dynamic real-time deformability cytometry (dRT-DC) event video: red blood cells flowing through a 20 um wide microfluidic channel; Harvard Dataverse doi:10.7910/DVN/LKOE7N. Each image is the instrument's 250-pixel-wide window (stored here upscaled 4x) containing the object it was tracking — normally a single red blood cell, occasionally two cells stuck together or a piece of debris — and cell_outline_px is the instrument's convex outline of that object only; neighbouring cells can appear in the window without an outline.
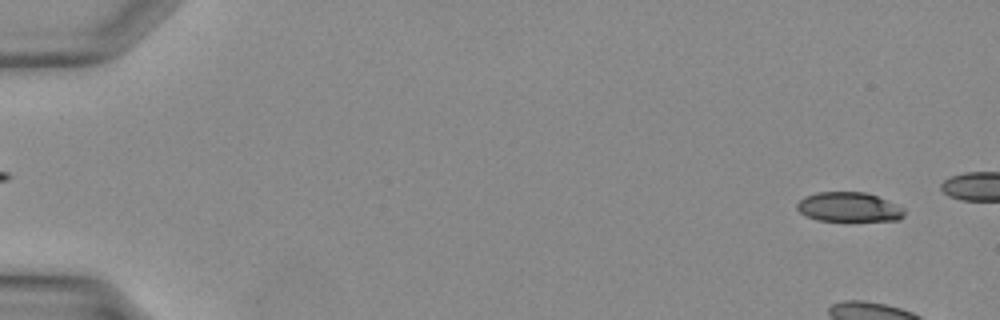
{"species": "Egyptian fruit bat (a non-hibernating species)", "species_latin": "Rousettus aegyptiacus", "temperature_condition": "warm", "stored_images_in_passage": 7, "camera_frame_rate_fps": 3000, "um_per_image_px": 0.085, "animal": {"sex": "female"}, "frame": {"image": 1, "passage_image": 2, "time_ms": 0.333, "image_size_px": [1000, 320], "cell_outline_px": [[904, 216], [896, 220], [816, 220], [800, 212], [796, 208], [796, 204], [804, 196], [816, 192], [868, 192], [904, 208]], "centroid_in_image_um": [72.12, 17.58], "position_along_channel_um": 12.9, "area_um2": 18.26}}